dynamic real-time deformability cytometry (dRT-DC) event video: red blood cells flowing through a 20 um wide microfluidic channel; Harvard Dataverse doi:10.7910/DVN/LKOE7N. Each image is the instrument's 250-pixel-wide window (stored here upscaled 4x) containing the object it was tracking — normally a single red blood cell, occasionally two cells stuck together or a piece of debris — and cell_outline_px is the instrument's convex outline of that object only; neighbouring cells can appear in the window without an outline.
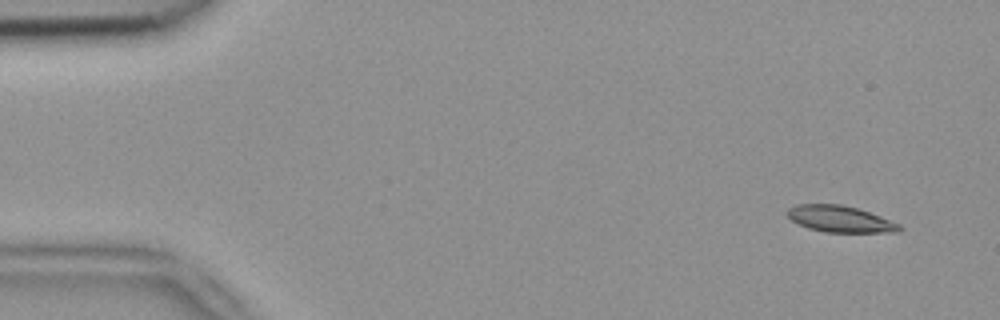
{"species": "common noctule bat (a hibernating species)", "species_latin": "Nyctalus noctula", "temperature_condition": "room temperature", "stored_images_in_passage": 6, "camera_frame_rate_fps": 3000, "um_per_image_px": 0.085, "animal": {"sex": "female", "body_mass_g": 18.4}, "frame": {"image": 1, "passage_image": 1, "time_ms": 0.0, "image_size_px": [1000, 320], "cell_outline_px": [[904, 228], [896, 232], [828, 232], [808, 228], [792, 220], [788, 216], [788, 208], [796, 204], [840, 204], [856, 208], [880, 216], [900, 224]], "centroid_in_image_um": [71.42, 18.61], "position_along_channel_um": 13.6, "area_um2": 17.05}}
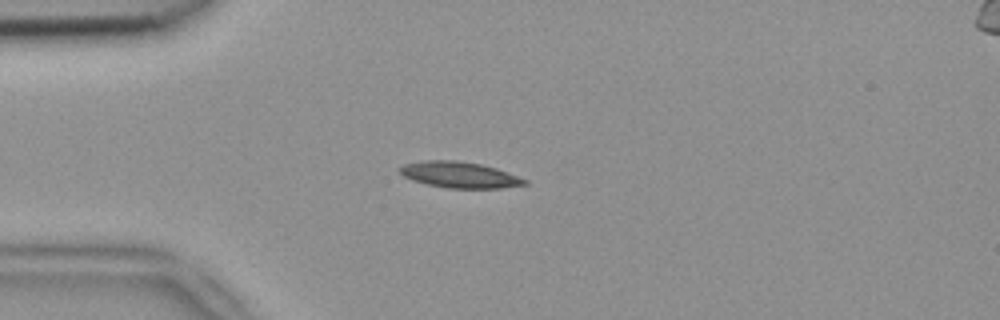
{"frame": {"image": 2, "passage_image": 3, "time_ms": 0.667, "image_size_px": [1000, 320], "cell_outline_px": [[528, 184], [500, 188], [448, 188], [428, 184], [412, 180], [404, 176], [400, 172], [400, 168], [404, 164], [424, 160], [456, 160], [480, 164], [496, 168], [528, 180]], "centroid_in_image_um": [39.07, 14.86], "position_along_channel_um": 45.9, "area_um2": 18.79}}